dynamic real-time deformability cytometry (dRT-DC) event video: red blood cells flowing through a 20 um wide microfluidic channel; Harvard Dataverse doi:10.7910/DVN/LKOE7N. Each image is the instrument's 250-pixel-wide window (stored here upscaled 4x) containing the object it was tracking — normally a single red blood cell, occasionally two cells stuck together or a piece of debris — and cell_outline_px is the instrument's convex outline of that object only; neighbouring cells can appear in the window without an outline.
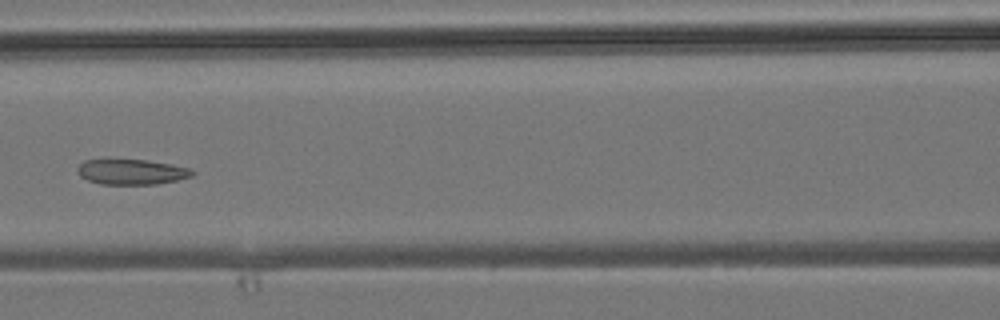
{"species": "common noctule bat (a hibernating species)", "species_latin": "Nyctalus noctula", "temperature_condition": "room temperature", "stored_images_in_passage": 7, "camera_frame_rate_fps": 3000, "um_per_image_px": 0.085, "animal": {"sex": "male", "body_mass_g": 19.2, "forearm_length_mm": 51.8}, "frame": {"image": 1, "passage_image": 7, "time_ms": 6.667, "image_size_px": [1000, 320], "cell_outline_px": [[196, 172], [192, 176], [176, 180], [156, 184], [100, 184], [88, 180], [80, 176], [76, 168], [84, 160], [108, 156], [148, 160], [172, 164], [188, 168]], "centroid_in_image_um": [11.1, 14.55], "position_along_channel_um": 155.5, "area_um2": 17.74}}